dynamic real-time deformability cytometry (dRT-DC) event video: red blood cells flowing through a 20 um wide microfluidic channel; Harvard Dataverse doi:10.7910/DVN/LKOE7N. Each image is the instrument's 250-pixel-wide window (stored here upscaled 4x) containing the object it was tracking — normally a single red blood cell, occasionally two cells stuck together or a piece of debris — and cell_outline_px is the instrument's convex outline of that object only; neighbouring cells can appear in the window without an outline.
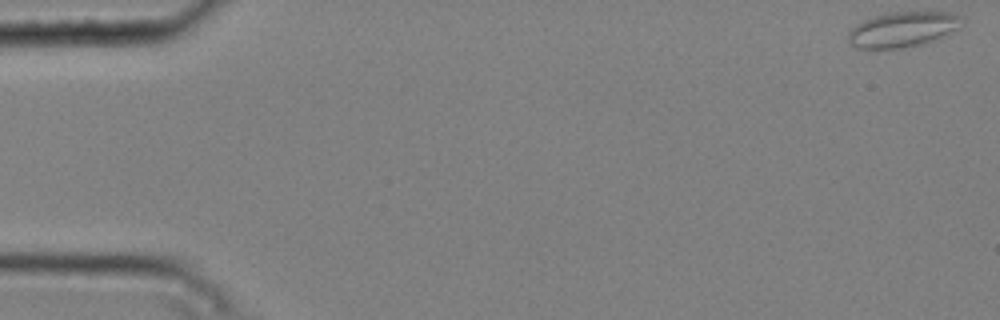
{"species": "common noctule bat (a hibernating species)", "species_latin": "Nyctalus noctula", "temperature_condition": "cold", "stored_images_in_passage": 4, "camera_frame_rate_fps": 3000, "um_per_image_px": 0.085, "animal": {"sex": "male", "body_mass_g": 20.4}, "frame": {"image": 1, "passage_image": 1, "time_ms": 0.0, "image_size_px": [1000, 320], "cell_outline_px": [[960, 28], [940, 40], [924, 44], [900, 48], [856, 48], [848, 40], [848, 32], [856, 24], [864, 20], [888, 12], [956, 12], [960, 16]], "centroid_in_image_um": [76.79, 2.5], "position_along_channel_um": 8.2, "area_um2": 23.58}}